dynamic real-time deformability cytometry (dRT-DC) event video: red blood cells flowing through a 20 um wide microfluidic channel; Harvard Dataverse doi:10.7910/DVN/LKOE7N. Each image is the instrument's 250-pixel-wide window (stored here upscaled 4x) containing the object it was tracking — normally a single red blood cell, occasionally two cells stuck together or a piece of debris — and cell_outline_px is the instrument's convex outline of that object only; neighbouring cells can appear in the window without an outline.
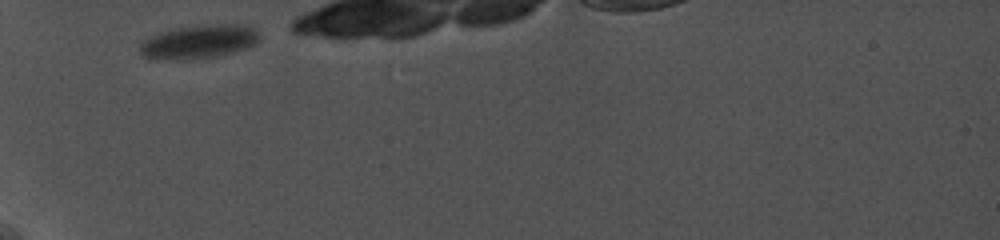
{"species": "common noctule bat (a hibernating species)", "species_latin": "Nyctalus noctula", "temperature_condition": "cold", "stored_images_in_passage": 46, "camera_frame_rate_fps": 5000, "um_per_image_px": 0.085, "animal": {"sex": "female", "body_mass_g": 19.0, "forearm_length_mm": 56.7}, "frame": {"image": 1, "passage_image": 1, "time_ms": 0.0, "image_size_px": [1000, 240], "cell_outline_px": [[260, 40], [256, 44], [232, 52], [216, 56], [188, 60], [156, 60], [144, 56], [140, 52], [140, 44], [144, 36], [156, 32], [176, 28], [204, 24], [236, 24], [256, 28], [260, 36]], "centroid_in_image_um": [16.84, 3.54], "position_along_channel_um": 68.2, "area_um2": 24.04}}
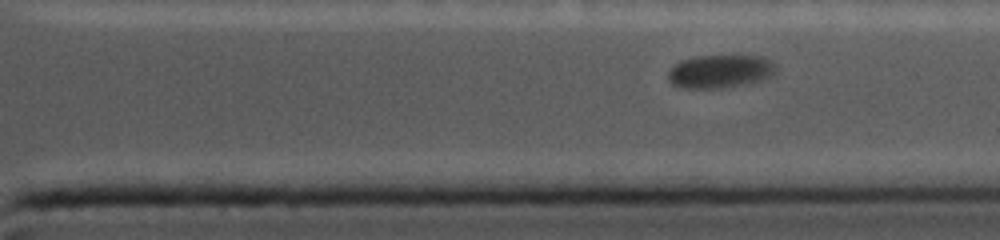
{"frame": {"image": 2, "passage_image": 35, "time_ms": 8.2, "image_size_px": [1000, 240], "cell_outline_px": [[776, 68], [772, 76], [768, 80], [720, 88], [680, 88], [672, 84], [668, 80], [668, 72], [676, 64], [684, 60], [700, 56], [760, 56], [768, 60]], "centroid_in_image_um": [61.22, 6.09], "position_along_channel_um": 350.2, "area_um2": 20.69}}
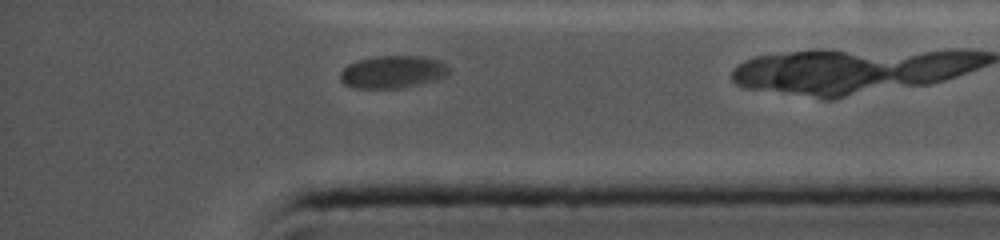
{"frame": {"image": 3, "passage_image": 42, "time_ms": 9.6, "image_size_px": [1000, 240], "cell_outline_px": [[448, 76], [436, 80], [404, 88], [352, 88], [344, 84], [340, 80], [340, 72], [348, 64], [356, 60], [376, 56], [424, 56], [440, 60], [448, 68]], "centroid_in_image_um": [33.37, 6.11], "position_along_channel_um": 401.8, "area_um2": 20.87}}